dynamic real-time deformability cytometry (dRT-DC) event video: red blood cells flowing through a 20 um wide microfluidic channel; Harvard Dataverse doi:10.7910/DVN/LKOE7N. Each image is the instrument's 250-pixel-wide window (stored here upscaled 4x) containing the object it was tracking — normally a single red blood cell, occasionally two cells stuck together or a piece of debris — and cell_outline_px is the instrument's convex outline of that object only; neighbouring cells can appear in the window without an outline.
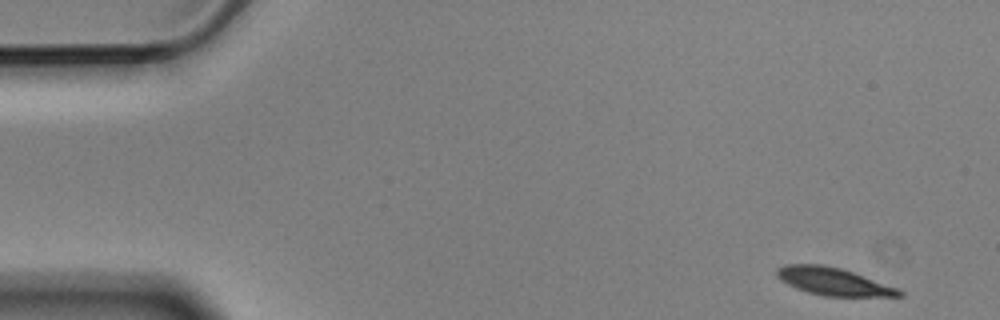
{"species": "Egyptian fruit bat (a non-hibernating species)", "species_latin": "Rousettus aegyptiacus", "temperature_condition": "cold", "stored_images_in_passage": 8, "camera_frame_rate_fps": 3000, "um_per_image_px": 0.085, "animal": {"sex": "male"}, "frame": {"image": 1, "passage_image": 1, "time_ms": 0.0, "image_size_px": [1000, 320], "cell_outline_px": [[904, 296], [824, 296], [808, 292], [796, 288], [780, 280], [776, 276], [776, 268], [784, 264], [824, 264], [840, 268], [900, 288], [904, 292]], "centroid_in_image_um": [70.83, 23.92], "position_along_channel_um": 14.2, "area_um2": 19.77}}
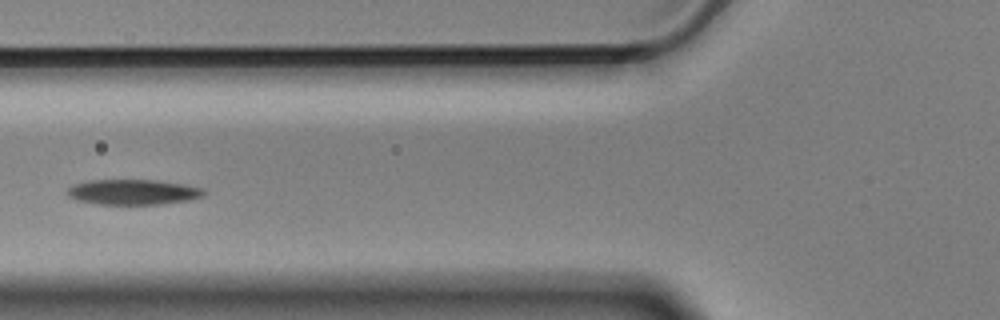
{"frame": {"image": 2, "passage_image": 6, "time_ms": 1.667, "image_size_px": [1000, 320], "cell_outline_px": [[208, 192], [204, 196], [192, 200], [160, 204], [100, 204], [76, 200], [68, 196], [68, 188], [76, 184], [88, 180], [156, 180], [204, 188]], "centroid_in_image_um": [11.37, 16.33], "position_along_channel_um": 114.4, "area_um2": 20.11}}
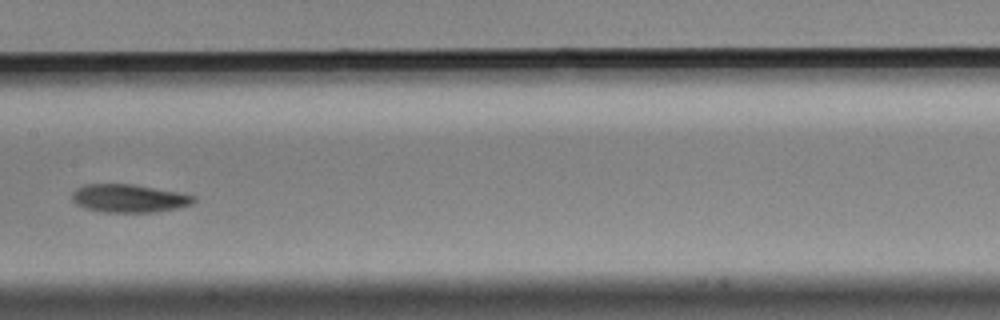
{"frame": {"image": 3, "passage_image": 8, "time_ms": 2.333, "image_size_px": [1000, 320], "cell_outline_px": [[196, 200], [192, 204], [176, 208], [156, 212], [104, 212], [84, 208], [76, 204], [72, 200], [72, 192], [76, 188], [88, 184], [132, 184], [180, 192], [196, 196]], "centroid_in_image_um": [10.97, 16.86], "position_along_channel_um": 196.4, "area_um2": 20.0}}